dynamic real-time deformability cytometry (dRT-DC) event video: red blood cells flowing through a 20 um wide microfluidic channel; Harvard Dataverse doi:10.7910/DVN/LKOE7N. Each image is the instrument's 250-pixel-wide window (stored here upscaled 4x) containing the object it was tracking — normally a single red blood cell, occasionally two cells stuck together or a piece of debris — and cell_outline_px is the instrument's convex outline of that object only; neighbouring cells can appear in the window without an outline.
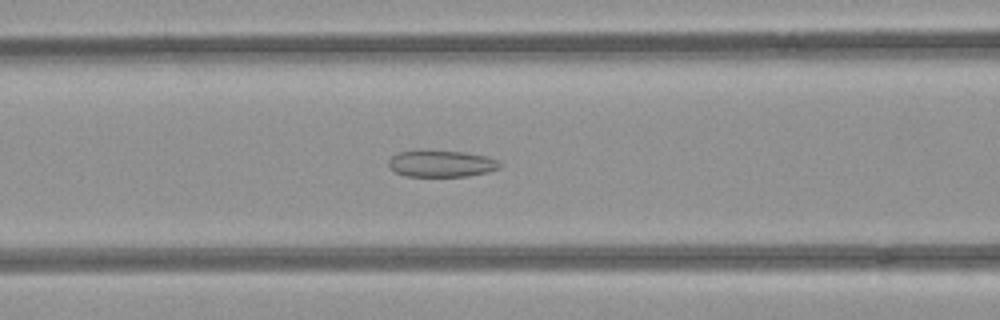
{"species": "common noctule bat (a hibernating species)", "species_latin": "Nyctalus noctula", "temperature_condition": "room temperature", "stored_images_in_passage": 41, "camera_frame_rate_fps": 3000, "um_per_image_px": 0.085, "animal": {"sex": "female", "body_mass_g": 21.9}, "frame": {"image": 1, "passage_image": 10, "time_ms": 3.0, "image_size_px": [1000, 320], "cell_outline_px": [[500, 168], [488, 172], [468, 176], [404, 176], [388, 168], [388, 160], [396, 152], [412, 148], [428, 148], [464, 152], [484, 156], [496, 160], [500, 164]], "centroid_in_image_um": [37.4, 13.86], "position_along_channel_um": 129.2, "area_um2": 18.03}}
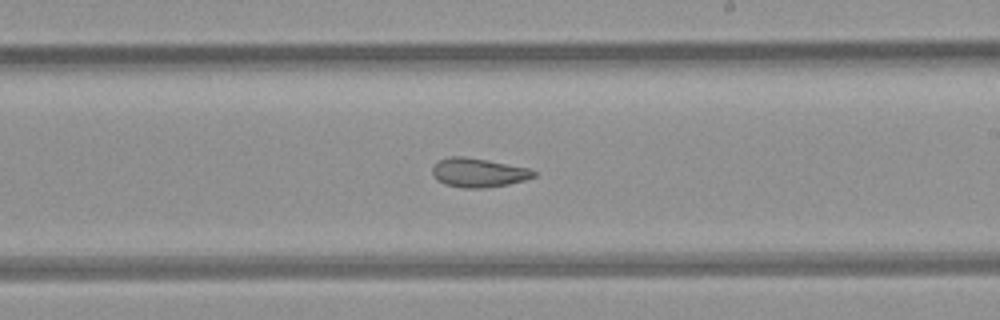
{"frame": {"image": 2, "passage_image": 19, "time_ms": 6.0, "image_size_px": [1000, 320], "cell_outline_px": [[536, 176], [524, 180], [508, 184], [480, 188], [464, 188], [444, 184], [432, 172], [432, 168], [440, 160], [448, 156], [464, 156], [488, 160], [528, 168], [536, 172]], "centroid_in_image_um": [40.68, 14.66], "position_along_channel_um": 248.3, "area_um2": 16.88}}
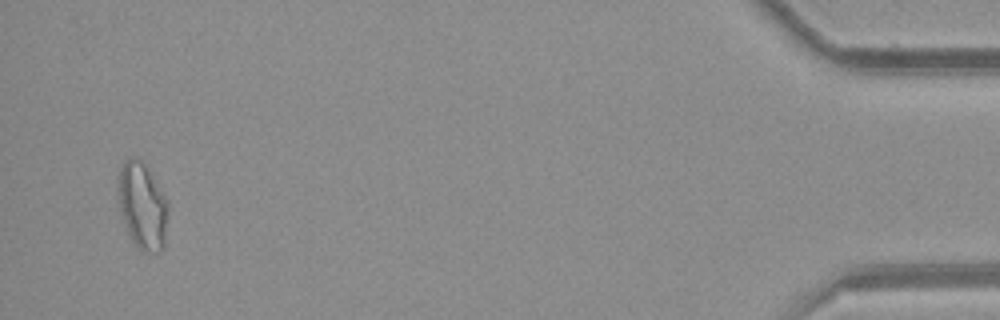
{"frame": {"image": 3, "passage_image": 39, "time_ms": 12.667, "image_size_px": [1000, 320], "cell_outline_px": [[168, 216], [164, 248], [160, 252], [140, 252], [132, 240], [128, 232], [120, 212], [116, 192], [116, 176], [124, 160], [132, 156], [140, 160], [144, 164], [168, 200]], "centroid_in_image_um": [12.08, 17.5], "position_along_channel_um": 423.1, "area_um2": 25.84}, "authors_computed_cell_mechanics": {"area_um2": 18.3804, "velocity_mm_per_s": 3.9751, "shape_relaxation_time_tau1_ms": null, "shape_relaxation_time_tau2_ms": 2.7852, "deformation_change_tau1": null, "deformation_change_tau2": 0.0907}}